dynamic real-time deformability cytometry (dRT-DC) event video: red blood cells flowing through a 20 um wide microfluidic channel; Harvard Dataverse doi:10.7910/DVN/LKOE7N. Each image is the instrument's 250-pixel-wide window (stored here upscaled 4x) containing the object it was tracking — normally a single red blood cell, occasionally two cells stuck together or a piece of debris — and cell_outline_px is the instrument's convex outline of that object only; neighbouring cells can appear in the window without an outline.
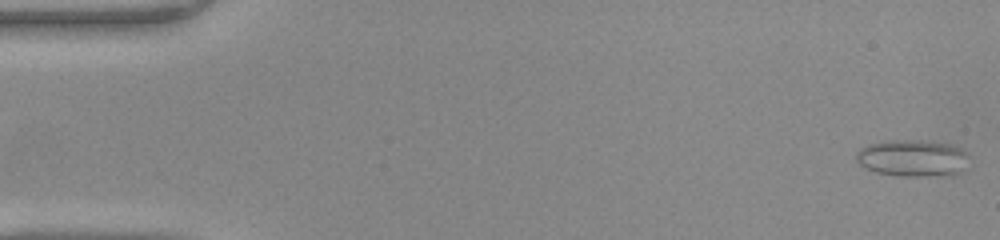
{"species": "common noctule bat (a hibernating species)", "species_latin": "Nyctalus noctula", "temperature_condition": "warm", "stored_images_in_passage": 49, "camera_frame_rate_fps": 3000, "um_per_image_px": 0.085, "animal": {"sex": "female", "body_mass_g": 22.0, "forearm_length_mm": 56.7}, "frame": {"image": 1, "passage_image": 2, "time_ms": 0.333, "image_size_px": [1000, 240], "cell_outline_px": [[960, 152], [952, 172], [880, 172], [868, 168], [860, 164], [860, 152], [864, 148], [876, 144], [940, 144], [956, 148]], "centroid_in_image_um": [77.32, 13.42], "position_along_channel_um": 7.7, "area_um2": 18.38}}
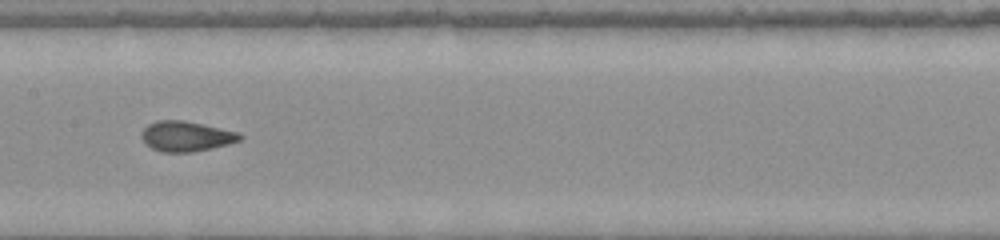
{"frame": {"image": 2, "passage_image": 25, "time_ms": 8.0, "image_size_px": [1000, 240], "cell_outline_px": [[244, 136], [240, 140], [208, 148], [188, 152], [164, 152], [152, 148], [144, 140], [144, 128], [148, 124], [160, 120], [180, 120], [200, 124], [236, 132]], "centroid_in_image_um": [15.81, 11.58], "position_along_channel_um": 191.6, "area_um2": 16.42}}
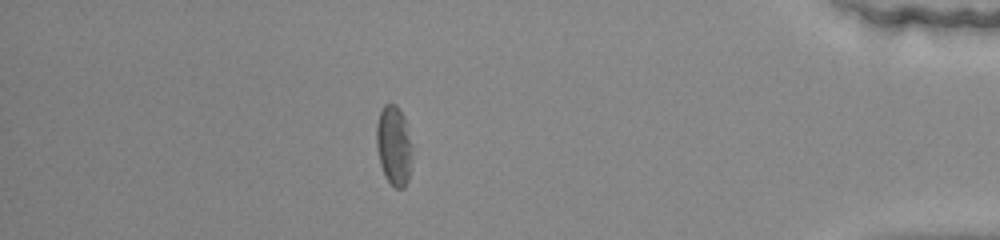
{"frame": {"image": 3, "passage_image": 43, "time_ms": 14.0, "image_size_px": [1000, 240], "cell_outline_px": [[408, 180], [404, 188], [396, 188], [388, 180], [380, 164], [376, 144], [376, 124], [380, 112], [384, 104], [396, 104], [404, 116], [408, 140]], "centroid_in_image_um": [33.4, 12.32], "position_along_channel_um": 401.8, "area_um2": 15.61}, "authors_computed_cell_mechanics": {"area_um2": 16.473, "velocity_mm_per_s": 4.2315, "shape_relaxation_time_tau1_ms": 4.5299, "shape_relaxation_time_tau2_ms": 1.1889, "deformation_change_tau1": 0.1603, "deformation_change_tau2": 0.073}}